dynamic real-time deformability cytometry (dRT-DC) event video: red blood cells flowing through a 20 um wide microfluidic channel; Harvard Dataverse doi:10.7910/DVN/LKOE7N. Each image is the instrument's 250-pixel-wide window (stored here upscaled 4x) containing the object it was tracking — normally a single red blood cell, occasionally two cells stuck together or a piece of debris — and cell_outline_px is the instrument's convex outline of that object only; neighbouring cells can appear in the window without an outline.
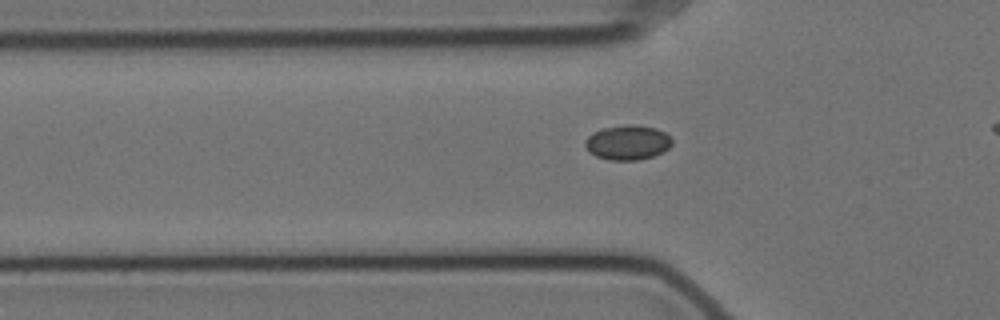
{"species": "Egyptian fruit bat (a non-hibernating species)", "species_latin": "Rousettus aegyptiacus", "temperature_condition": "cold", "stored_images_in_passage": 36, "camera_frame_rate_fps": 3000, "um_per_image_px": 0.085, "animal": {"sex": "female"}, "frame": {"image": 1, "passage_image": 7, "time_ms": 2.0, "image_size_px": [1000, 320], "cell_outline_px": [[672, 144], [664, 152], [652, 156], [636, 160], [608, 160], [596, 156], [588, 152], [584, 144], [584, 140], [592, 132], [600, 128], [628, 124], [636, 124], [656, 128], [672, 136]], "centroid_in_image_um": [53.33, 12.1], "position_along_channel_um": 72.5, "area_um2": 17.92}}
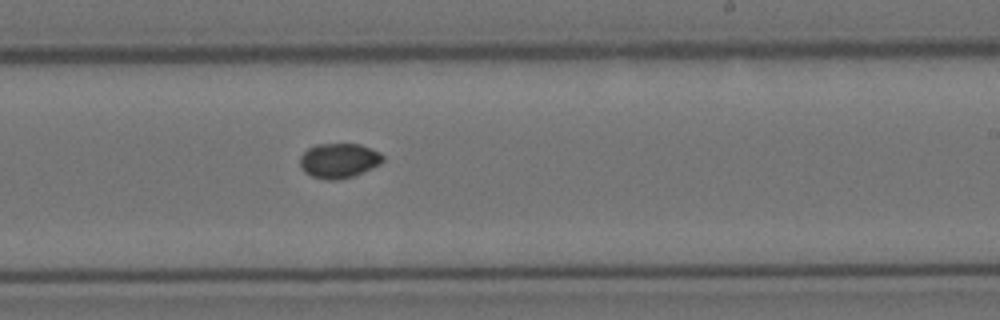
{"frame": {"image": 2, "passage_image": 23, "time_ms": 7.333, "image_size_px": [1000, 320], "cell_outline_px": [[384, 160], [380, 164], [372, 168], [352, 176], [340, 180], [328, 180], [312, 176], [304, 172], [300, 168], [300, 156], [308, 148], [316, 144], [360, 144], [380, 152], [384, 156]], "centroid_in_image_um": [28.8, 13.65], "position_along_channel_um": 260.2, "area_um2": 16.88}}
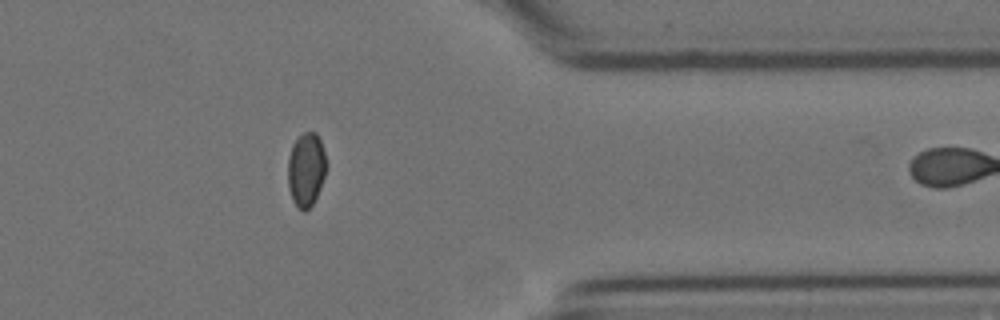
{"frame": {"image": 3, "passage_image": 35, "time_ms": 11.333, "image_size_px": [1000, 320], "cell_outline_px": [[328, 164], [320, 188], [312, 204], [304, 212], [296, 208], [292, 200], [288, 188], [288, 160], [292, 144], [304, 132], [316, 132], [320, 140]], "centroid_in_image_um": [26.01, 14.43], "position_along_channel_um": 385.4, "area_um2": 16.65}}